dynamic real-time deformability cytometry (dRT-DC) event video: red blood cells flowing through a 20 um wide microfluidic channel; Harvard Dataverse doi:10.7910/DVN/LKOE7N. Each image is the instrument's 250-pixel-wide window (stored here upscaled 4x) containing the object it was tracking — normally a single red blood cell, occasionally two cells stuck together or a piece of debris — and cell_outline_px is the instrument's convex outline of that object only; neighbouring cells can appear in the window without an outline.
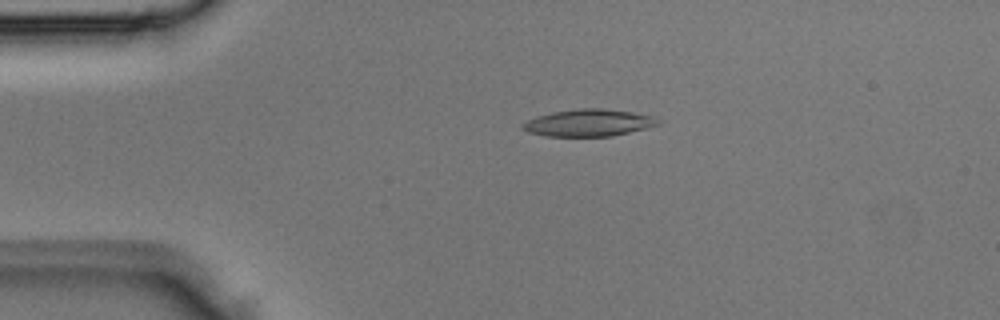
{"species": "Egyptian fruit bat (a non-hibernating species)", "species_latin": "Rousettus aegyptiacus", "temperature_condition": "room temperature", "stored_images_in_passage": 4, "camera_frame_rate_fps": 3000, "um_per_image_px": 0.085, "animal": {"sex": "male"}, "frame": {"image": 1, "passage_image": 2, "time_ms": 0.333, "image_size_px": [1000, 320], "cell_outline_px": [[660, 124], [612, 136], [544, 136], [528, 132], [520, 128], [520, 124], [536, 116], [552, 112], [580, 108], [604, 108], [632, 112], [652, 116], [660, 120]], "centroid_in_image_um": [49.98, 10.43], "position_along_channel_um": 35.0, "area_um2": 21.33}}
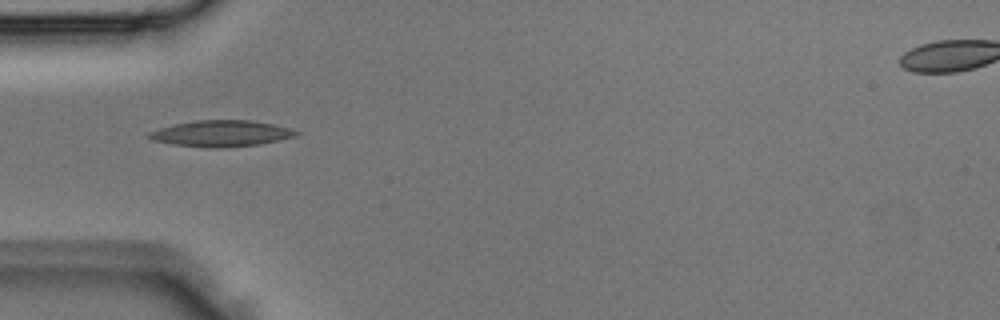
{"frame": {"image": 2, "passage_image": 3, "time_ms": 0.667, "image_size_px": [1000, 320], "cell_outline_px": [[300, 132], [296, 136], [260, 144], [224, 148], [212, 148], [172, 144], [152, 140], [148, 136], [148, 132], [160, 128], [176, 124], [196, 120], [252, 120], [272, 124], [288, 128]], "centroid_in_image_um": [18.8, 11.35], "position_along_channel_um": 66.2, "area_um2": 22.31}}
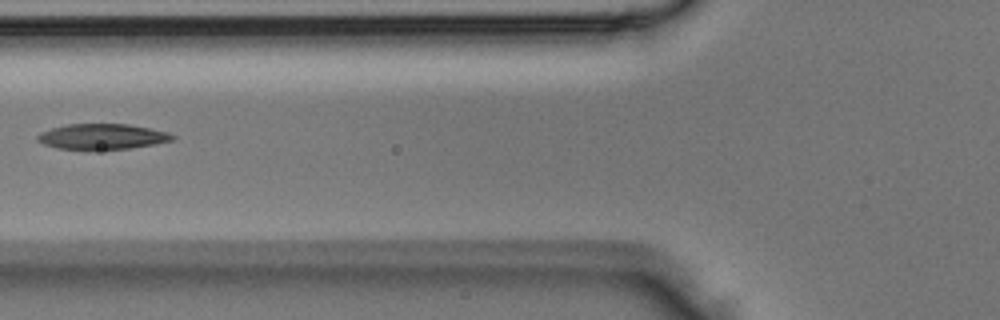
{"frame": {"image": 3, "passage_image": 4, "time_ms": 1.0, "image_size_px": [1000, 320], "cell_outline_px": [[176, 136], [172, 140], [152, 144], [128, 148], [92, 152], [56, 148], [44, 144], [36, 140], [36, 136], [40, 132], [52, 128], [68, 124], [128, 124], [168, 132]], "centroid_in_image_um": [8.61, 11.64], "position_along_channel_um": 117.2, "area_um2": 20.52}}